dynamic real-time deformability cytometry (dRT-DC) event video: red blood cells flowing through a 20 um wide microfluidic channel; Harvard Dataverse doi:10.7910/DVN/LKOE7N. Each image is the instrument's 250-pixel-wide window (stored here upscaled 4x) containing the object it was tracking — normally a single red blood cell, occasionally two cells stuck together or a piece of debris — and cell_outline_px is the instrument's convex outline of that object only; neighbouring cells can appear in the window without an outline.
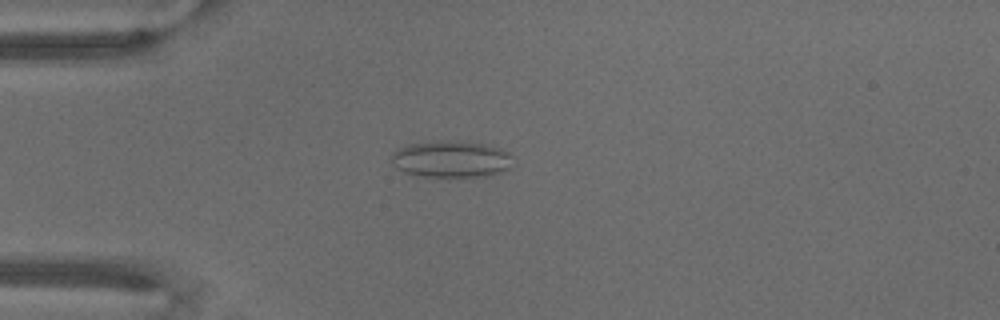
{"species": "common noctule bat (a hibernating species)", "species_latin": "Nyctalus noctula", "temperature_condition": "warm", "stored_images_in_passage": 69, "camera_frame_rate_fps": 3000, "um_per_image_px": 0.085, "animal": {"sex": "male", "body_mass_g": 18.8}, "frame": {"image": 1, "passage_image": 19, "time_ms": 6.0, "image_size_px": [1000, 320], "cell_outline_px": [[512, 156], [508, 168], [488, 176], [416, 176], [404, 172], [396, 168], [392, 164], [392, 152], [408, 144], [436, 140], [460, 140], [484, 144], [500, 148], [508, 152]], "centroid_in_image_um": [38.3, 13.5], "position_along_channel_um": 46.7, "area_um2": 26.07}}
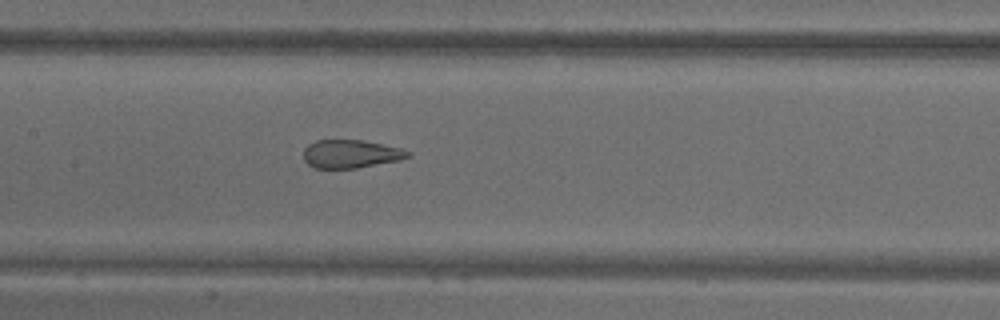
{"frame": {"image": 2, "passage_image": 34, "time_ms": 11.0, "image_size_px": [1000, 320], "cell_outline_px": [[412, 156], [400, 160], [356, 168], [316, 168], [308, 164], [304, 160], [304, 148], [308, 144], [316, 140], [364, 140], [400, 148], [412, 152]], "centroid_in_image_um": [29.83, 13.08], "position_along_channel_um": 177.6, "area_um2": 17.22}}
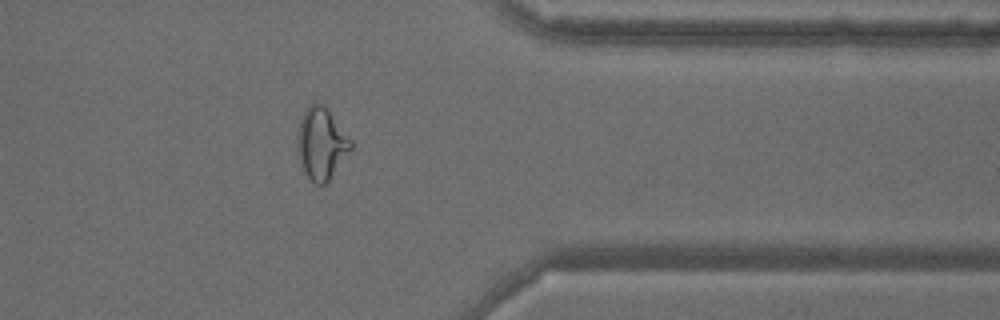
{"frame": {"image": 3, "passage_image": 56, "time_ms": 18.333, "image_size_px": [1000, 320], "cell_outline_px": [[352, 148], [328, 184], [316, 184], [304, 172], [300, 160], [296, 144], [300, 120], [304, 112], [312, 104], [324, 104], [352, 140]], "centroid_in_image_um": [27.34, 12.23], "position_along_channel_um": 384.1, "area_um2": 22.25}}